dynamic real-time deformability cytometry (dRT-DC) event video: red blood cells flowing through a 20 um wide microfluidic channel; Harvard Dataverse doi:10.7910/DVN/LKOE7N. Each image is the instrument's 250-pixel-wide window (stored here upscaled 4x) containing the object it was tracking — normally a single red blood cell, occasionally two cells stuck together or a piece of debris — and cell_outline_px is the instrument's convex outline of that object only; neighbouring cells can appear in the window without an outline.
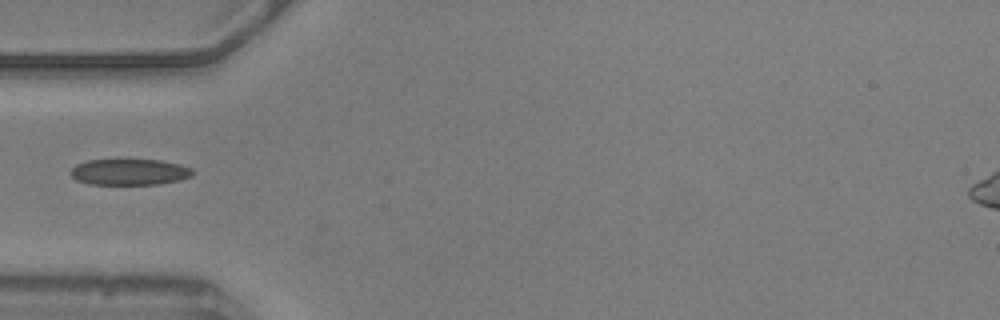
{"species": "common noctule bat (a hibernating species)", "species_latin": "Nyctalus noctula", "temperature_condition": "warm", "stored_images_in_passage": 9, "camera_frame_rate_fps": 3000, "um_per_image_px": 0.085, "animal": {"sex": "male", "body_mass_g": 20.5, "forearm_length_mm": 52.5}, "frame": {"image": 1, "passage_image": 1, "time_ms": 0.0, "image_size_px": [1000, 320], "cell_outline_px": [[196, 172], [192, 176], [180, 180], [160, 184], [88, 184], [76, 180], [68, 172], [76, 164], [88, 160], [160, 160], [180, 164], [192, 168]], "centroid_in_image_um": [11.03, 14.62], "position_along_channel_um": 74.0, "area_um2": 18.73}}